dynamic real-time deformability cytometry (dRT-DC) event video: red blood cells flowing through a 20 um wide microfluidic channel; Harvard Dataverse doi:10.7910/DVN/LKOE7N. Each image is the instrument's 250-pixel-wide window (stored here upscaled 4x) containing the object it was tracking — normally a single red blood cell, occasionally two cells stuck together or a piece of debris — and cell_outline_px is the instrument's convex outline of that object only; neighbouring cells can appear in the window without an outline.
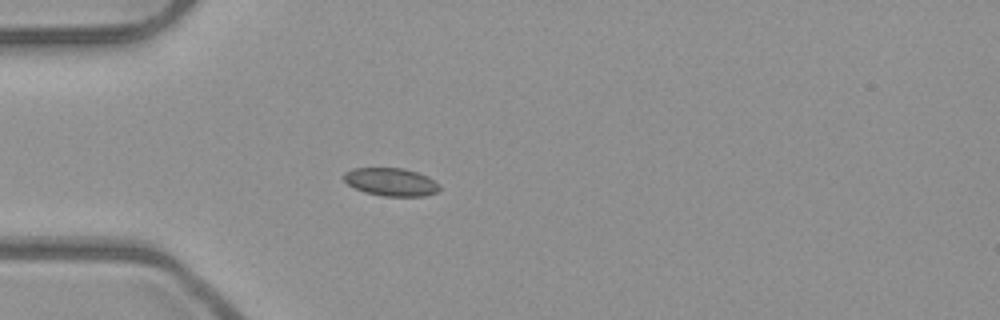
{"species": "common noctule bat (a hibernating species)", "species_latin": "Nyctalus noctula", "temperature_condition": "room temperature", "stored_images_in_passage": 5, "camera_frame_rate_fps": 3000, "um_per_image_px": 0.085, "animal": {"sex": "male", "body_mass_g": 23.1, "forearm_length_mm": 52.7}, "frame": {"image": 1, "passage_image": 5, "time_ms": 1.333, "image_size_px": [1000, 320], "cell_outline_px": [[440, 188], [436, 192], [424, 196], [384, 196], [364, 192], [348, 184], [344, 180], [344, 172], [352, 168], [404, 168], [428, 176], [440, 184]], "centroid_in_image_um": [33.24, 15.46], "position_along_channel_um": 51.8, "area_um2": 15.61}}